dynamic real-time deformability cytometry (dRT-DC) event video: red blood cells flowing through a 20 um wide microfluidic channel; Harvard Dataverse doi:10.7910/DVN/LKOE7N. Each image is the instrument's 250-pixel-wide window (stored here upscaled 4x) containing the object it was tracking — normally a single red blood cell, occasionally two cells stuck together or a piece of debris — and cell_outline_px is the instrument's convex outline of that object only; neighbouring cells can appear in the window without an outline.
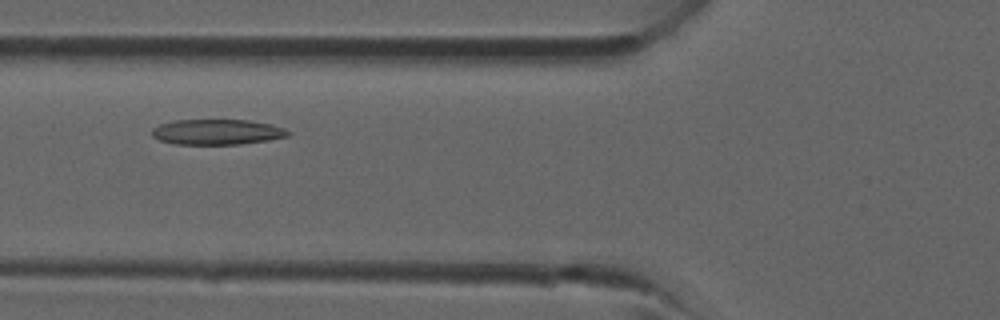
{"species": "common noctule bat (a hibernating species)", "species_latin": "Nyctalus noctula", "temperature_condition": "room temperature", "stored_images_in_passage": 31, "camera_frame_rate_fps": 3000, "um_per_image_px": 0.085, "animal": {"sex": "male", "forearm_length_mm": 52.5}, "frame": {"image": 1, "passage_image": 6, "time_ms": 1.667, "image_size_px": [1000, 320], "cell_outline_px": [[292, 132], [288, 136], [268, 140], [240, 144], [176, 144], [160, 140], [152, 136], [152, 128], [160, 124], [172, 120], [248, 120], [272, 124], [284, 128]], "centroid_in_image_um": [18.46, 11.21], "position_along_channel_um": 107.3, "area_um2": 20.17}}
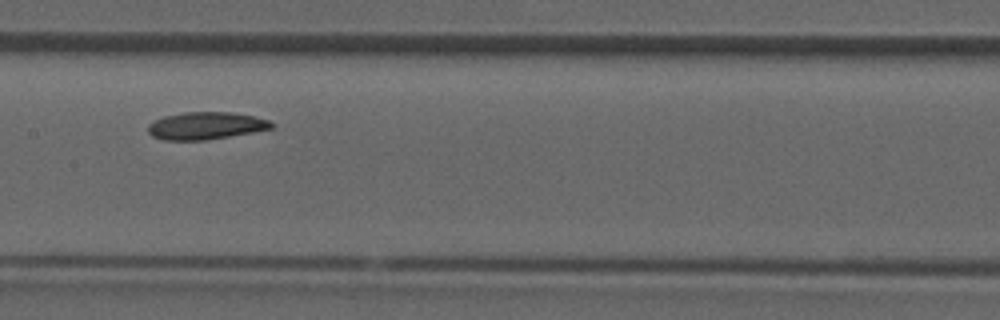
{"frame": {"image": 2, "passage_image": 11, "time_ms": 3.333, "image_size_px": [1000, 320], "cell_outline_px": [[276, 124], [272, 128], [252, 132], [204, 140], [164, 140], [152, 136], [148, 132], [148, 124], [164, 116], [184, 112], [236, 112], [256, 116], [268, 120]], "centroid_in_image_um": [17.51, 10.67], "position_along_channel_um": 189.9, "area_um2": 19.71}}
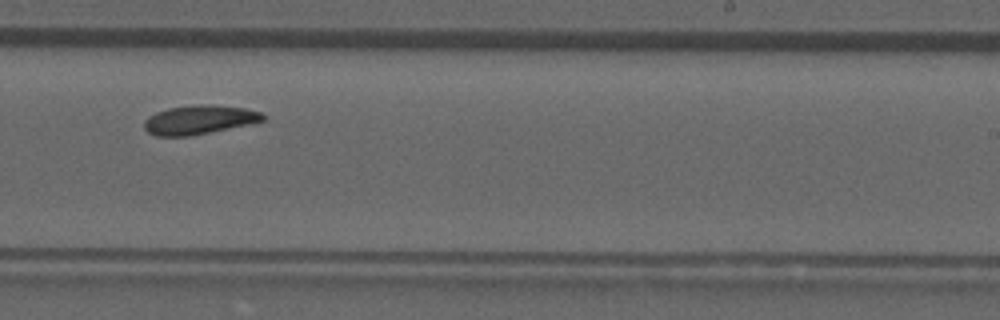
{"frame": {"image": 3, "passage_image": 16, "time_ms": 5.0, "image_size_px": [1000, 320], "cell_outline_px": [[264, 120], [248, 124], [188, 136], [156, 136], [148, 132], [144, 128], [144, 120], [148, 116], [156, 112], [168, 108], [192, 104], [212, 104], [244, 108], [260, 112], [264, 116]], "centroid_in_image_um": [16.87, 10.16], "position_along_channel_um": 272.1, "area_um2": 19.94}}